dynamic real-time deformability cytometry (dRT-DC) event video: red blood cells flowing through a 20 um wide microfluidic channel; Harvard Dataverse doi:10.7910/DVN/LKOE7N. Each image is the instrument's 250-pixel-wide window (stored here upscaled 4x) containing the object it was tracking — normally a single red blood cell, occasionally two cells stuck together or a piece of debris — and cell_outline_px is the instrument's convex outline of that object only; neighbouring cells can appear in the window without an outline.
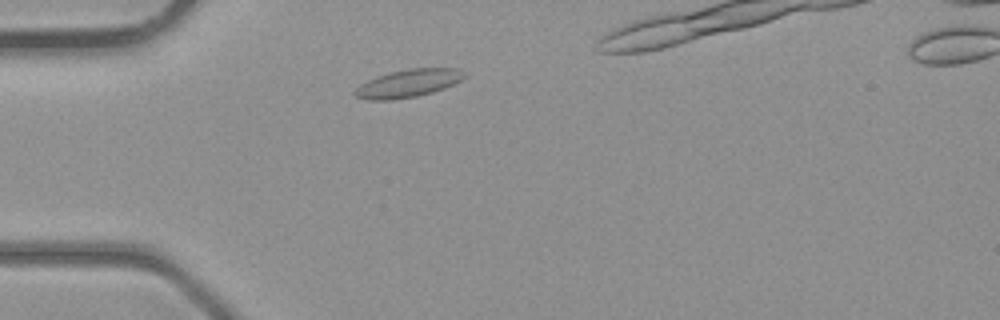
{"species": "common noctule bat (a hibernating species)", "species_latin": "Nyctalus noctula", "temperature_condition": "room temperature", "stored_images_in_passage": 2, "camera_frame_rate_fps": 3000, "um_per_image_px": 0.085, "animal": {"sex": "male", "body_mass_g": 23.1, "forearm_length_mm": 52.7}, "frame": {"image": 1, "passage_image": 2, "time_ms": 1.0, "image_size_px": [1000, 320], "cell_outline_px": [[464, 76], [460, 80], [444, 88], [432, 92], [416, 96], [392, 100], [368, 100], [356, 96], [352, 92], [360, 84], [376, 76], [408, 68], [460, 68], [464, 72]], "centroid_in_image_um": [34.66, 7.08], "position_along_channel_um": 50.3, "area_um2": 17.63}}